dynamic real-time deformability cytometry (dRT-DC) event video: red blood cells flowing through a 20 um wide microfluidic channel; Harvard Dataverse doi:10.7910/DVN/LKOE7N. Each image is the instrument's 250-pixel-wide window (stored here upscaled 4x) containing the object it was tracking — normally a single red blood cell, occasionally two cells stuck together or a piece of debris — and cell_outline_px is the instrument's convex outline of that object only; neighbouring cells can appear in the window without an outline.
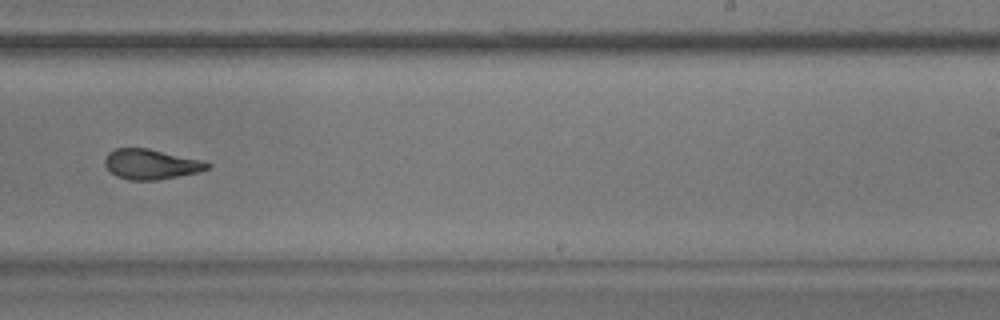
{"species": "common noctule bat (a hibernating species)", "species_latin": "Nyctalus noctula", "temperature_condition": "warm", "stored_images_in_passage": 13, "camera_frame_rate_fps": 3000, "um_per_image_px": 0.085, "animal": {"sex": "male", "body_mass_g": 17.9}, "frame": {"image": 1, "passage_image": 8, "time_ms": 2.333, "image_size_px": [1000, 320], "cell_outline_px": [[212, 164], [208, 168], [200, 172], [156, 180], [128, 180], [116, 176], [104, 164], [104, 160], [108, 152], [116, 148], [148, 148], [204, 160]], "centroid_in_image_um": [12.85, 13.95], "position_along_channel_um": 276.1, "area_um2": 18.09}}